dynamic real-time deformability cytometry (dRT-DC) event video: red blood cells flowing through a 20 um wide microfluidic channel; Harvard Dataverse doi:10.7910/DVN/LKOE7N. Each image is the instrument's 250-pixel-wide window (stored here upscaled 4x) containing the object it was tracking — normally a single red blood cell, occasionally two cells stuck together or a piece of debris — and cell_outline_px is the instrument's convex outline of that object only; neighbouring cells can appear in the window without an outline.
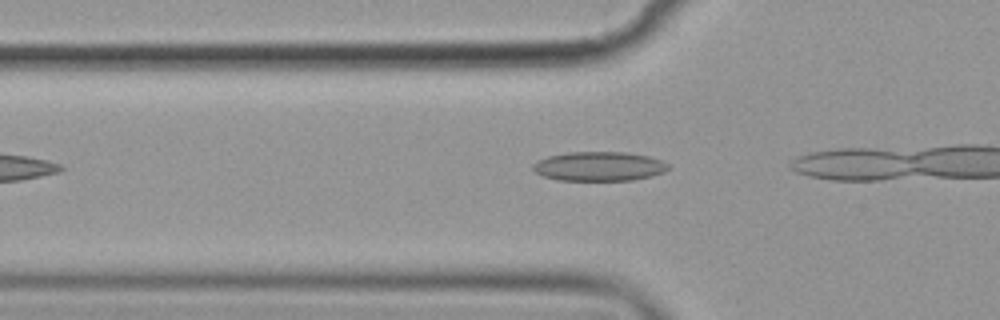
{"species": "common noctule bat (a hibernating species)", "species_latin": "Nyctalus noctula", "temperature_condition": "cold", "stored_images_in_passage": 4, "camera_frame_rate_fps": 3000, "um_per_image_px": 0.085, "animal": {"sex": "female", "body_mass_g": 19.9}, "frame": {"image": 1, "passage_image": 2, "time_ms": 0.333, "image_size_px": [1000, 320], "cell_outline_px": [[668, 168], [664, 172], [652, 176], [632, 180], [560, 180], [544, 176], [536, 172], [532, 168], [532, 164], [548, 156], [568, 152], [628, 152], [648, 156], [660, 160], [668, 164]], "centroid_in_image_um": [50.93, 14.13], "position_along_channel_um": 74.9, "area_um2": 22.95}}